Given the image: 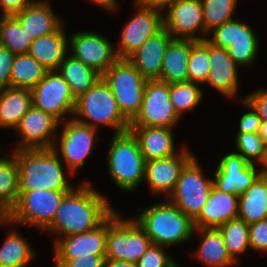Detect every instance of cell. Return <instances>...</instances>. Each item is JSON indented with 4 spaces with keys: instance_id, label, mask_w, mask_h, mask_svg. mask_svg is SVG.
Masks as SVG:
<instances>
[{
    "instance_id": "cell-46",
    "label": "cell",
    "mask_w": 267,
    "mask_h": 267,
    "mask_svg": "<svg viewBox=\"0 0 267 267\" xmlns=\"http://www.w3.org/2000/svg\"><path fill=\"white\" fill-rule=\"evenodd\" d=\"M243 99L254 108L261 121H267V89H259Z\"/></svg>"
},
{
    "instance_id": "cell-32",
    "label": "cell",
    "mask_w": 267,
    "mask_h": 267,
    "mask_svg": "<svg viewBox=\"0 0 267 267\" xmlns=\"http://www.w3.org/2000/svg\"><path fill=\"white\" fill-rule=\"evenodd\" d=\"M48 70L30 54L15 55L11 68V87L34 88Z\"/></svg>"
},
{
    "instance_id": "cell-38",
    "label": "cell",
    "mask_w": 267,
    "mask_h": 267,
    "mask_svg": "<svg viewBox=\"0 0 267 267\" xmlns=\"http://www.w3.org/2000/svg\"><path fill=\"white\" fill-rule=\"evenodd\" d=\"M187 70L189 81L197 84H206L210 71L209 42L191 40V50L188 58Z\"/></svg>"
},
{
    "instance_id": "cell-49",
    "label": "cell",
    "mask_w": 267,
    "mask_h": 267,
    "mask_svg": "<svg viewBox=\"0 0 267 267\" xmlns=\"http://www.w3.org/2000/svg\"><path fill=\"white\" fill-rule=\"evenodd\" d=\"M104 267H137V264L116 259H105Z\"/></svg>"
},
{
    "instance_id": "cell-48",
    "label": "cell",
    "mask_w": 267,
    "mask_h": 267,
    "mask_svg": "<svg viewBox=\"0 0 267 267\" xmlns=\"http://www.w3.org/2000/svg\"><path fill=\"white\" fill-rule=\"evenodd\" d=\"M146 5L157 9L158 11L164 12L167 7L180 2L181 0H142ZM165 9V10H164Z\"/></svg>"
},
{
    "instance_id": "cell-20",
    "label": "cell",
    "mask_w": 267,
    "mask_h": 267,
    "mask_svg": "<svg viewBox=\"0 0 267 267\" xmlns=\"http://www.w3.org/2000/svg\"><path fill=\"white\" fill-rule=\"evenodd\" d=\"M107 219L94 230L60 237L55 240V259L106 255Z\"/></svg>"
},
{
    "instance_id": "cell-3",
    "label": "cell",
    "mask_w": 267,
    "mask_h": 267,
    "mask_svg": "<svg viewBox=\"0 0 267 267\" xmlns=\"http://www.w3.org/2000/svg\"><path fill=\"white\" fill-rule=\"evenodd\" d=\"M134 220L152 244L164 247L188 242L195 232L194 221L170 201L143 209Z\"/></svg>"
},
{
    "instance_id": "cell-24",
    "label": "cell",
    "mask_w": 267,
    "mask_h": 267,
    "mask_svg": "<svg viewBox=\"0 0 267 267\" xmlns=\"http://www.w3.org/2000/svg\"><path fill=\"white\" fill-rule=\"evenodd\" d=\"M129 130L137 138L140 151L146 162L178 154L175 149L172 128L130 126Z\"/></svg>"
},
{
    "instance_id": "cell-50",
    "label": "cell",
    "mask_w": 267,
    "mask_h": 267,
    "mask_svg": "<svg viewBox=\"0 0 267 267\" xmlns=\"http://www.w3.org/2000/svg\"><path fill=\"white\" fill-rule=\"evenodd\" d=\"M93 3L95 2L96 5H99L100 7L107 9L108 11H116L117 8V0H91Z\"/></svg>"
},
{
    "instance_id": "cell-25",
    "label": "cell",
    "mask_w": 267,
    "mask_h": 267,
    "mask_svg": "<svg viewBox=\"0 0 267 267\" xmlns=\"http://www.w3.org/2000/svg\"><path fill=\"white\" fill-rule=\"evenodd\" d=\"M33 40L57 31L63 24L52 11L50 2L36 1L15 15Z\"/></svg>"
},
{
    "instance_id": "cell-11",
    "label": "cell",
    "mask_w": 267,
    "mask_h": 267,
    "mask_svg": "<svg viewBox=\"0 0 267 267\" xmlns=\"http://www.w3.org/2000/svg\"><path fill=\"white\" fill-rule=\"evenodd\" d=\"M62 124L64 129L61 137L58 139L59 141L55 140L52 149L58 155L61 154L63 159L61 161L68 166L66 169L68 174H75L78 168H84L85 159L93 153L94 143L99 139V136L96 135L98 132L97 129L74 118L65 120Z\"/></svg>"
},
{
    "instance_id": "cell-2",
    "label": "cell",
    "mask_w": 267,
    "mask_h": 267,
    "mask_svg": "<svg viewBox=\"0 0 267 267\" xmlns=\"http://www.w3.org/2000/svg\"><path fill=\"white\" fill-rule=\"evenodd\" d=\"M12 155L19 167V191L73 189L54 149H14Z\"/></svg>"
},
{
    "instance_id": "cell-34",
    "label": "cell",
    "mask_w": 267,
    "mask_h": 267,
    "mask_svg": "<svg viewBox=\"0 0 267 267\" xmlns=\"http://www.w3.org/2000/svg\"><path fill=\"white\" fill-rule=\"evenodd\" d=\"M18 197L19 167L14 156L9 154L0 158V207L8 213Z\"/></svg>"
},
{
    "instance_id": "cell-52",
    "label": "cell",
    "mask_w": 267,
    "mask_h": 267,
    "mask_svg": "<svg viewBox=\"0 0 267 267\" xmlns=\"http://www.w3.org/2000/svg\"><path fill=\"white\" fill-rule=\"evenodd\" d=\"M5 225V224H9V221L7 220V213L0 207V226Z\"/></svg>"
},
{
    "instance_id": "cell-15",
    "label": "cell",
    "mask_w": 267,
    "mask_h": 267,
    "mask_svg": "<svg viewBox=\"0 0 267 267\" xmlns=\"http://www.w3.org/2000/svg\"><path fill=\"white\" fill-rule=\"evenodd\" d=\"M102 35L94 32H78L69 39L71 56L102 75L118 59L115 48Z\"/></svg>"
},
{
    "instance_id": "cell-40",
    "label": "cell",
    "mask_w": 267,
    "mask_h": 267,
    "mask_svg": "<svg viewBox=\"0 0 267 267\" xmlns=\"http://www.w3.org/2000/svg\"><path fill=\"white\" fill-rule=\"evenodd\" d=\"M237 153H239L248 163L253 164V160L264 166L267 160V149L264 146L259 132L238 133L235 138Z\"/></svg>"
},
{
    "instance_id": "cell-51",
    "label": "cell",
    "mask_w": 267,
    "mask_h": 267,
    "mask_svg": "<svg viewBox=\"0 0 267 267\" xmlns=\"http://www.w3.org/2000/svg\"><path fill=\"white\" fill-rule=\"evenodd\" d=\"M259 135L263 140L265 148L267 149V121H261Z\"/></svg>"
},
{
    "instance_id": "cell-16",
    "label": "cell",
    "mask_w": 267,
    "mask_h": 267,
    "mask_svg": "<svg viewBox=\"0 0 267 267\" xmlns=\"http://www.w3.org/2000/svg\"><path fill=\"white\" fill-rule=\"evenodd\" d=\"M57 126L59 121L55 117L32 106L15 127L21 137V143L15 149L53 148L58 139Z\"/></svg>"
},
{
    "instance_id": "cell-53",
    "label": "cell",
    "mask_w": 267,
    "mask_h": 267,
    "mask_svg": "<svg viewBox=\"0 0 267 267\" xmlns=\"http://www.w3.org/2000/svg\"><path fill=\"white\" fill-rule=\"evenodd\" d=\"M261 169L263 170L264 173H267V160Z\"/></svg>"
},
{
    "instance_id": "cell-12",
    "label": "cell",
    "mask_w": 267,
    "mask_h": 267,
    "mask_svg": "<svg viewBox=\"0 0 267 267\" xmlns=\"http://www.w3.org/2000/svg\"><path fill=\"white\" fill-rule=\"evenodd\" d=\"M180 118L170 100L169 84L147 80L141 110L130 126L173 128Z\"/></svg>"
},
{
    "instance_id": "cell-45",
    "label": "cell",
    "mask_w": 267,
    "mask_h": 267,
    "mask_svg": "<svg viewBox=\"0 0 267 267\" xmlns=\"http://www.w3.org/2000/svg\"><path fill=\"white\" fill-rule=\"evenodd\" d=\"M243 104L247 108L251 109L250 112L243 114L239 120V132L238 133H255L259 132L261 125V118L258 113L250 106L244 99Z\"/></svg>"
},
{
    "instance_id": "cell-14",
    "label": "cell",
    "mask_w": 267,
    "mask_h": 267,
    "mask_svg": "<svg viewBox=\"0 0 267 267\" xmlns=\"http://www.w3.org/2000/svg\"><path fill=\"white\" fill-rule=\"evenodd\" d=\"M134 4L139 9L133 19L131 18L121 30L119 48H116L119 59H127L148 38L164 27V13L146 5L142 0H134Z\"/></svg>"
},
{
    "instance_id": "cell-43",
    "label": "cell",
    "mask_w": 267,
    "mask_h": 267,
    "mask_svg": "<svg viewBox=\"0 0 267 267\" xmlns=\"http://www.w3.org/2000/svg\"><path fill=\"white\" fill-rule=\"evenodd\" d=\"M105 256L85 255L73 259H55L56 267H104Z\"/></svg>"
},
{
    "instance_id": "cell-23",
    "label": "cell",
    "mask_w": 267,
    "mask_h": 267,
    "mask_svg": "<svg viewBox=\"0 0 267 267\" xmlns=\"http://www.w3.org/2000/svg\"><path fill=\"white\" fill-rule=\"evenodd\" d=\"M238 200V195L225 193L213 184L207 203L194 220L195 228H218L238 218Z\"/></svg>"
},
{
    "instance_id": "cell-9",
    "label": "cell",
    "mask_w": 267,
    "mask_h": 267,
    "mask_svg": "<svg viewBox=\"0 0 267 267\" xmlns=\"http://www.w3.org/2000/svg\"><path fill=\"white\" fill-rule=\"evenodd\" d=\"M213 180L205 178L198 160L194 156L182 169L170 202L193 221L207 203Z\"/></svg>"
},
{
    "instance_id": "cell-6",
    "label": "cell",
    "mask_w": 267,
    "mask_h": 267,
    "mask_svg": "<svg viewBox=\"0 0 267 267\" xmlns=\"http://www.w3.org/2000/svg\"><path fill=\"white\" fill-rule=\"evenodd\" d=\"M101 77L110 87L122 115L131 123L141 110L147 79L128 59H118Z\"/></svg>"
},
{
    "instance_id": "cell-21",
    "label": "cell",
    "mask_w": 267,
    "mask_h": 267,
    "mask_svg": "<svg viewBox=\"0 0 267 267\" xmlns=\"http://www.w3.org/2000/svg\"><path fill=\"white\" fill-rule=\"evenodd\" d=\"M172 39L171 34L163 27L127 59L147 80H159L164 53Z\"/></svg>"
},
{
    "instance_id": "cell-19",
    "label": "cell",
    "mask_w": 267,
    "mask_h": 267,
    "mask_svg": "<svg viewBox=\"0 0 267 267\" xmlns=\"http://www.w3.org/2000/svg\"><path fill=\"white\" fill-rule=\"evenodd\" d=\"M178 154L146 162L144 181L153 193L166 194L173 192L184 166L195 156L184 147Z\"/></svg>"
},
{
    "instance_id": "cell-31",
    "label": "cell",
    "mask_w": 267,
    "mask_h": 267,
    "mask_svg": "<svg viewBox=\"0 0 267 267\" xmlns=\"http://www.w3.org/2000/svg\"><path fill=\"white\" fill-rule=\"evenodd\" d=\"M67 55L69 56L62 61L58 72L68 83L73 97L77 99L86 93L101 75L70 54Z\"/></svg>"
},
{
    "instance_id": "cell-5",
    "label": "cell",
    "mask_w": 267,
    "mask_h": 267,
    "mask_svg": "<svg viewBox=\"0 0 267 267\" xmlns=\"http://www.w3.org/2000/svg\"><path fill=\"white\" fill-rule=\"evenodd\" d=\"M145 165L138 140L130 130L113 135L107 154V166L118 189L124 192L135 190L144 179Z\"/></svg>"
},
{
    "instance_id": "cell-22",
    "label": "cell",
    "mask_w": 267,
    "mask_h": 267,
    "mask_svg": "<svg viewBox=\"0 0 267 267\" xmlns=\"http://www.w3.org/2000/svg\"><path fill=\"white\" fill-rule=\"evenodd\" d=\"M210 71L206 83L225 97L234 98L238 89V66L231 59L228 49L209 43Z\"/></svg>"
},
{
    "instance_id": "cell-7",
    "label": "cell",
    "mask_w": 267,
    "mask_h": 267,
    "mask_svg": "<svg viewBox=\"0 0 267 267\" xmlns=\"http://www.w3.org/2000/svg\"><path fill=\"white\" fill-rule=\"evenodd\" d=\"M116 210L107 218L106 259L137 263L152 244L134 219H122Z\"/></svg>"
},
{
    "instance_id": "cell-1",
    "label": "cell",
    "mask_w": 267,
    "mask_h": 267,
    "mask_svg": "<svg viewBox=\"0 0 267 267\" xmlns=\"http://www.w3.org/2000/svg\"><path fill=\"white\" fill-rule=\"evenodd\" d=\"M86 182L62 198L59 208L45 229L57 238L81 234L99 227L114 211L106 196L94 190Z\"/></svg>"
},
{
    "instance_id": "cell-29",
    "label": "cell",
    "mask_w": 267,
    "mask_h": 267,
    "mask_svg": "<svg viewBox=\"0 0 267 267\" xmlns=\"http://www.w3.org/2000/svg\"><path fill=\"white\" fill-rule=\"evenodd\" d=\"M32 106L31 89L14 87L0 89V128L15 129Z\"/></svg>"
},
{
    "instance_id": "cell-8",
    "label": "cell",
    "mask_w": 267,
    "mask_h": 267,
    "mask_svg": "<svg viewBox=\"0 0 267 267\" xmlns=\"http://www.w3.org/2000/svg\"><path fill=\"white\" fill-rule=\"evenodd\" d=\"M66 193L51 190L19 191L16 204L7 213V220L11 225L29 224L44 231L51 224Z\"/></svg>"
},
{
    "instance_id": "cell-39",
    "label": "cell",
    "mask_w": 267,
    "mask_h": 267,
    "mask_svg": "<svg viewBox=\"0 0 267 267\" xmlns=\"http://www.w3.org/2000/svg\"><path fill=\"white\" fill-rule=\"evenodd\" d=\"M203 8L204 35L232 20L237 0H200Z\"/></svg>"
},
{
    "instance_id": "cell-37",
    "label": "cell",
    "mask_w": 267,
    "mask_h": 267,
    "mask_svg": "<svg viewBox=\"0 0 267 267\" xmlns=\"http://www.w3.org/2000/svg\"><path fill=\"white\" fill-rule=\"evenodd\" d=\"M199 86L200 84L191 81L169 84L170 100L180 117L200 103L203 91Z\"/></svg>"
},
{
    "instance_id": "cell-33",
    "label": "cell",
    "mask_w": 267,
    "mask_h": 267,
    "mask_svg": "<svg viewBox=\"0 0 267 267\" xmlns=\"http://www.w3.org/2000/svg\"><path fill=\"white\" fill-rule=\"evenodd\" d=\"M35 255L28 241L15 230L10 229L0 247V267H26L34 260Z\"/></svg>"
},
{
    "instance_id": "cell-13",
    "label": "cell",
    "mask_w": 267,
    "mask_h": 267,
    "mask_svg": "<svg viewBox=\"0 0 267 267\" xmlns=\"http://www.w3.org/2000/svg\"><path fill=\"white\" fill-rule=\"evenodd\" d=\"M31 93L33 106L51 114L59 122L65 121V114L73 116L76 99L58 70L47 71Z\"/></svg>"
},
{
    "instance_id": "cell-35",
    "label": "cell",
    "mask_w": 267,
    "mask_h": 267,
    "mask_svg": "<svg viewBox=\"0 0 267 267\" xmlns=\"http://www.w3.org/2000/svg\"><path fill=\"white\" fill-rule=\"evenodd\" d=\"M33 42L15 16H0V46L13 54H26Z\"/></svg>"
},
{
    "instance_id": "cell-30",
    "label": "cell",
    "mask_w": 267,
    "mask_h": 267,
    "mask_svg": "<svg viewBox=\"0 0 267 267\" xmlns=\"http://www.w3.org/2000/svg\"><path fill=\"white\" fill-rule=\"evenodd\" d=\"M203 238L195 256L207 267H229L236 263L229 255L218 228H195Z\"/></svg>"
},
{
    "instance_id": "cell-44",
    "label": "cell",
    "mask_w": 267,
    "mask_h": 267,
    "mask_svg": "<svg viewBox=\"0 0 267 267\" xmlns=\"http://www.w3.org/2000/svg\"><path fill=\"white\" fill-rule=\"evenodd\" d=\"M15 54L8 48L0 46V89L11 87V68Z\"/></svg>"
},
{
    "instance_id": "cell-27",
    "label": "cell",
    "mask_w": 267,
    "mask_h": 267,
    "mask_svg": "<svg viewBox=\"0 0 267 267\" xmlns=\"http://www.w3.org/2000/svg\"><path fill=\"white\" fill-rule=\"evenodd\" d=\"M191 40L172 39L166 47L162 62L160 81L168 84L188 82V58Z\"/></svg>"
},
{
    "instance_id": "cell-18",
    "label": "cell",
    "mask_w": 267,
    "mask_h": 267,
    "mask_svg": "<svg viewBox=\"0 0 267 267\" xmlns=\"http://www.w3.org/2000/svg\"><path fill=\"white\" fill-rule=\"evenodd\" d=\"M263 172L255 164L248 163L239 153L233 152L222 157L216 168L213 184L221 191L242 195Z\"/></svg>"
},
{
    "instance_id": "cell-28",
    "label": "cell",
    "mask_w": 267,
    "mask_h": 267,
    "mask_svg": "<svg viewBox=\"0 0 267 267\" xmlns=\"http://www.w3.org/2000/svg\"><path fill=\"white\" fill-rule=\"evenodd\" d=\"M238 218L248 225L267 219V173L262 172L239 196Z\"/></svg>"
},
{
    "instance_id": "cell-17",
    "label": "cell",
    "mask_w": 267,
    "mask_h": 267,
    "mask_svg": "<svg viewBox=\"0 0 267 267\" xmlns=\"http://www.w3.org/2000/svg\"><path fill=\"white\" fill-rule=\"evenodd\" d=\"M164 28L173 39L200 41L206 36H198V30L204 34L203 8L200 0H181L167 8L163 15Z\"/></svg>"
},
{
    "instance_id": "cell-36",
    "label": "cell",
    "mask_w": 267,
    "mask_h": 267,
    "mask_svg": "<svg viewBox=\"0 0 267 267\" xmlns=\"http://www.w3.org/2000/svg\"><path fill=\"white\" fill-rule=\"evenodd\" d=\"M227 251L231 258L238 263V254H243L250 248L249 225L242 219L235 218L218 227Z\"/></svg>"
},
{
    "instance_id": "cell-4",
    "label": "cell",
    "mask_w": 267,
    "mask_h": 267,
    "mask_svg": "<svg viewBox=\"0 0 267 267\" xmlns=\"http://www.w3.org/2000/svg\"><path fill=\"white\" fill-rule=\"evenodd\" d=\"M71 117L95 129H98L100 124L112 127L115 129L114 134L130 129V122L122 115L110 87L102 77L86 93L76 99Z\"/></svg>"
},
{
    "instance_id": "cell-47",
    "label": "cell",
    "mask_w": 267,
    "mask_h": 267,
    "mask_svg": "<svg viewBox=\"0 0 267 267\" xmlns=\"http://www.w3.org/2000/svg\"><path fill=\"white\" fill-rule=\"evenodd\" d=\"M35 0H0L2 16H15L26 7L32 5Z\"/></svg>"
},
{
    "instance_id": "cell-26",
    "label": "cell",
    "mask_w": 267,
    "mask_h": 267,
    "mask_svg": "<svg viewBox=\"0 0 267 267\" xmlns=\"http://www.w3.org/2000/svg\"><path fill=\"white\" fill-rule=\"evenodd\" d=\"M63 25L55 32L33 40L28 54L34 57L48 71L58 70L67 56L69 40Z\"/></svg>"
},
{
    "instance_id": "cell-42",
    "label": "cell",
    "mask_w": 267,
    "mask_h": 267,
    "mask_svg": "<svg viewBox=\"0 0 267 267\" xmlns=\"http://www.w3.org/2000/svg\"><path fill=\"white\" fill-rule=\"evenodd\" d=\"M250 248L256 251H267V219L249 225Z\"/></svg>"
},
{
    "instance_id": "cell-10",
    "label": "cell",
    "mask_w": 267,
    "mask_h": 267,
    "mask_svg": "<svg viewBox=\"0 0 267 267\" xmlns=\"http://www.w3.org/2000/svg\"><path fill=\"white\" fill-rule=\"evenodd\" d=\"M213 36L206 40L216 46L228 49L229 55L239 67H249L258 54V35L251 26L240 20L232 19L214 28ZM248 65V66H247Z\"/></svg>"
},
{
    "instance_id": "cell-41",
    "label": "cell",
    "mask_w": 267,
    "mask_h": 267,
    "mask_svg": "<svg viewBox=\"0 0 267 267\" xmlns=\"http://www.w3.org/2000/svg\"><path fill=\"white\" fill-rule=\"evenodd\" d=\"M164 246L151 244L147 251L139 258L137 267H180L172 256L163 250Z\"/></svg>"
}]
</instances>
